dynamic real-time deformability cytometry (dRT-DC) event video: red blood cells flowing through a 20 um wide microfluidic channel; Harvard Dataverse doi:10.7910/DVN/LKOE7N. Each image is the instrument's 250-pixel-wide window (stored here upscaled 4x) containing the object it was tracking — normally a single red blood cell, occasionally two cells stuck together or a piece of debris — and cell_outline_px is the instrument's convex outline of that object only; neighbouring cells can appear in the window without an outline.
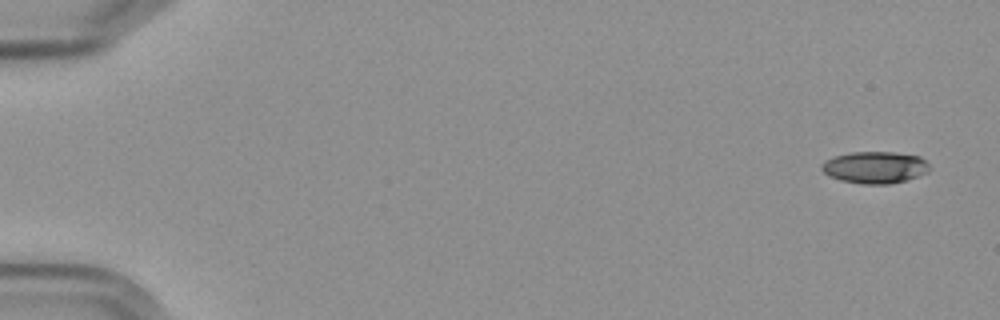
{"species": "Egyptian fruit bat (a non-hibernating species)", "species_latin": "Rousettus aegyptiacus", "temperature_condition": "cold", "stored_images_in_passage": 7, "camera_frame_rate_fps": 3000, "um_per_image_px": 0.085, "frame": {"image": 1, "passage_image": 1, "time_ms": 0.0, "image_size_px": [1000, 320], "cell_outline_px": [[932, 168], [928, 172], [908, 180], [888, 184], [860, 184], [840, 180], [828, 176], [820, 168], [820, 164], [824, 160], [836, 156], [852, 152], [892, 152], [920, 156]], "centroid_in_image_um": [74.36, 14.23], "position_along_channel_um": 10.6, "area_um2": 20.23}}
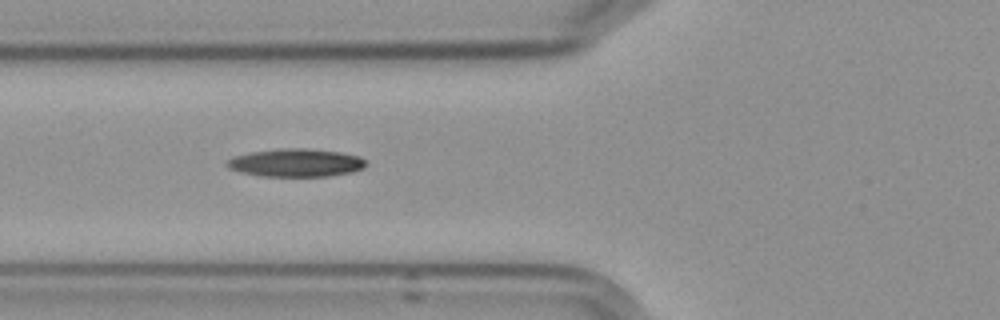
{"frame": {"image": 2, "passage_image": 6, "time_ms": 6.667, "image_size_px": [1000, 320], "cell_outline_px": [[368, 164], [364, 168], [352, 172], [328, 176], [260, 176], [240, 172], [224, 164], [232, 156], [252, 152], [280, 148], [308, 148], [340, 152], [360, 156]], "centroid_in_image_um": [25.17, 13.83], "position_along_channel_um": 100.6, "area_um2": 22.77}}
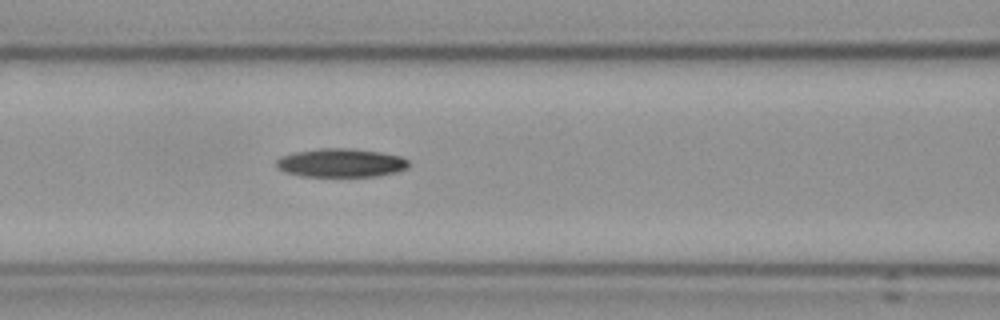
{"frame": {"image": 3, "passage_image": 7, "time_ms": 7.667, "image_size_px": [1000, 320], "cell_outline_px": [[408, 168], [396, 172], [372, 176], [300, 176], [284, 172], [276, 168], [276, 160], [280, 156], [292, 152], [320, 148], [348, 148], [380, 152], [400, 156], [408, 160]], "centroid_in_image_um": [28.91, 13.84], "position_along_channel_um": 137.7, "area_um2": 22.14}}